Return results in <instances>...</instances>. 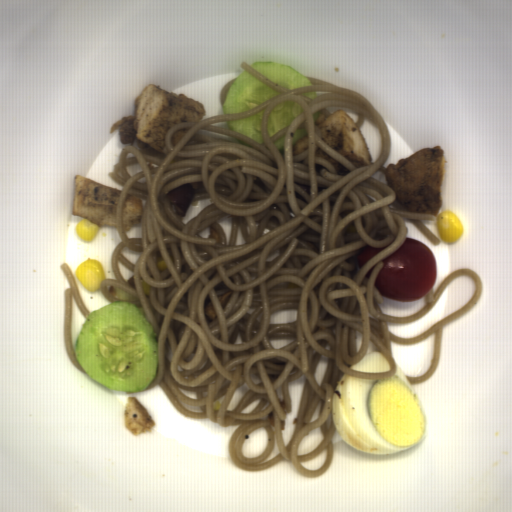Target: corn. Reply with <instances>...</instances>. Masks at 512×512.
Here are the masks:
<instances>
[{
  "label": "corn",
  "instance_id": "obj_1",
  "mask_svg": "<svg viewBox=\"0 0 512 512\" xmlns=\"http://www.w3.org/2000/svg\"><path fill=\"white\" fill-rule=\"evenodd\" d=\"M76 279L87 292H95L100 288L105 272L99 261L90 260L79 265L75 270Z\"/></svg>",
  "mask_w": 512,
  "mask_h": 512
},
{
  "label": "corn",
  "instance_id": "obj_2",
  "mask_svg": "<svg viewBox=\"0 0 512 512\" xmlns=\"http://www.w3.org/2000/svg\"><path fill=\"white\" fill-rule=\"evenodd\" d=\"M436 231L443 242L455 243L463 234V224L457 215L444 209L437 217Z\"/></svg>",
  "mask_w": 512,
  "mask_h": 512
},
{
  "label": "corn",
  "instance_id": "obj_3",
  "mask_svg": "<svg viewBox=\"0 0 512 512\" xmlns=\"http://www.w3.org/2000/svg\"><path fill=\"white\" fill-rule=\"evenodd\" d=\"M99 227L96 223L88 220H81L75 227L77 237L84 242L92 241L98 234Z\"/></svg>",
  "mask_w": 512,
  "mask_h": 512
}]
</instances>
